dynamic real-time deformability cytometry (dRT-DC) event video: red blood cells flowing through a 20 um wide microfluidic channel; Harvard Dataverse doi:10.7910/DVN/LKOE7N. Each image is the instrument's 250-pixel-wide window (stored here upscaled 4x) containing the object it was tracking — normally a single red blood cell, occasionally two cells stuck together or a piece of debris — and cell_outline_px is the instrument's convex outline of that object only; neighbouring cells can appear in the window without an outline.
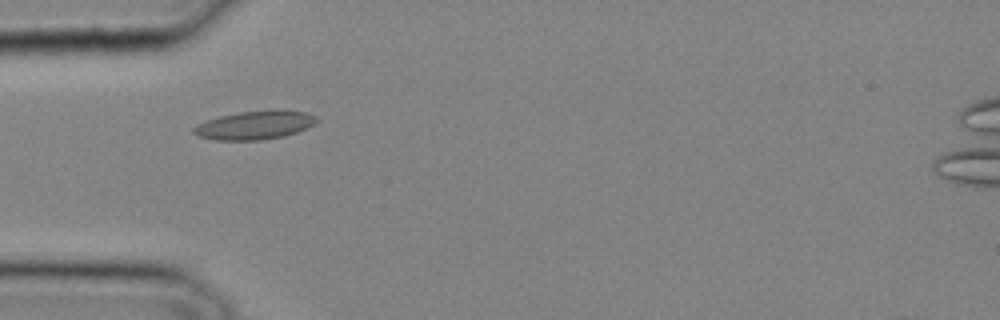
{"species": "common noctule bat (a hibernating species)", "species_latin": "Nyctalus noctula", "temperature_condition": "cold", "stored_images_in_passage": 23, "camera_frame_rate_fps": 3000, "um_per_image_px": 0.085, "animal": {"sex": "male", "body_mass_g": 20.4}, "frame": {"image": 1, "passage_image": 2, "time_ms": 0.333, "image_size_px": [1000, 320], "cell_outline_px": [[320, 120], [296, 132], [284, 136], [260, 140], [216, 140], [200, 136], [192, 132], [192, 128], [208, 120], [220, 116], [240, 112], [280, 108], [308, 112], [316, 116]], "centroid_in_image_um": [21.71, 10.61], "position_along_channel_um": 63.3, "area_um2": 20.52}}
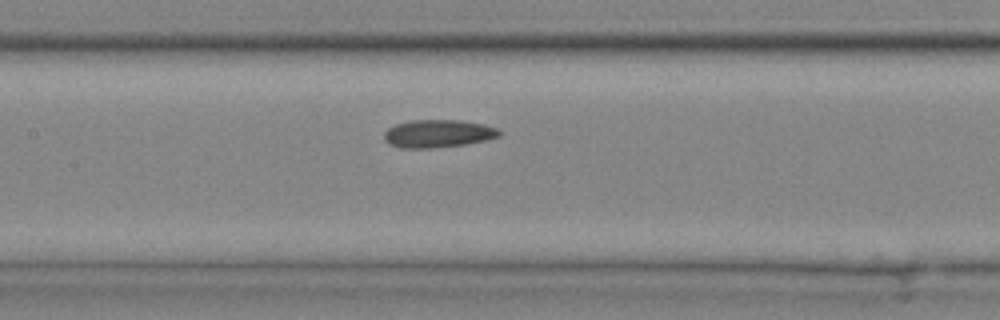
{"frame": {"image": 2, "passage_image": 8, "time_ms": 2.333, "image_size_px": [1000, 320], "cell_outline_px": [[500, 136], [484, 140], [464, 144], [432, 148], [400, 148], [388, 144], [384, 140], [384, 132], [388, 128], [396, 124], [412, 120], [460, 120], [484, 124], [496, 128], [500, 132]], "centroid_in_image_um": [37.19, 11.35], "position_along_channel_um": 170.2, "area_um2": 18.61}}
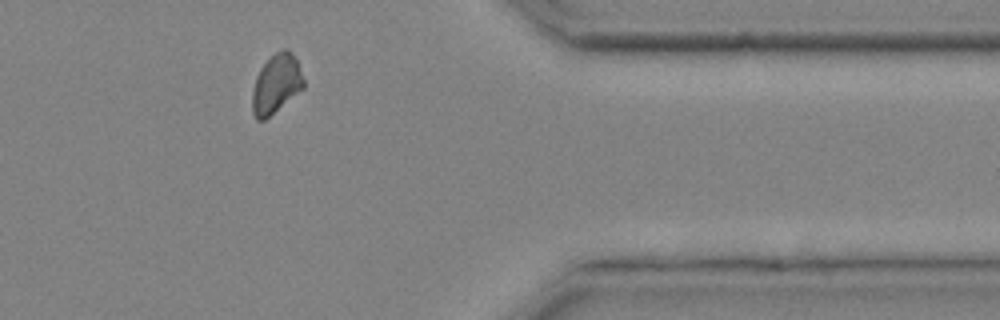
{"frame": {"image": 3, "passage_image": 21, "time_ms": 6.667, "image_size_px": [1000, 320], "cell_outline_px": [[304, 88], [264, 120], [256, 120], [252, 112], [252, 92], [256, 76], [260, 68], [276, 52], [284, 48], [288, 48], [292, 52], [296, 60], [304, 80]], "centroid_in_image_um": [23.47, 7.13], "position_along_channel_um": 387.9, "area_um2": 17.51}}